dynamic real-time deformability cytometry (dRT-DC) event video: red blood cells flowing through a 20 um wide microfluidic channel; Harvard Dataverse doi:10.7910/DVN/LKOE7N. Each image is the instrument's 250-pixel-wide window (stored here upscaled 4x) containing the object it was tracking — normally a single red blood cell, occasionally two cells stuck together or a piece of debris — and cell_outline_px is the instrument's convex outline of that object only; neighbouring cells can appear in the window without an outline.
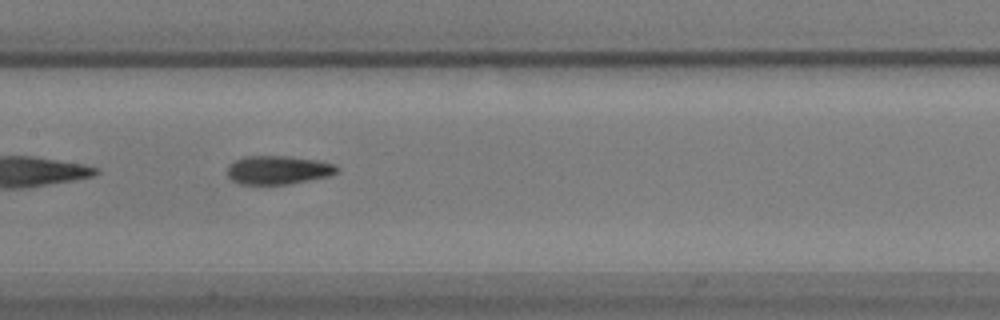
{"species": "common noctule bat (a hibernating species)", "species_latin": "Nyctalus noctula", "temperature_condition": "warm", "stored_images_in_passage": 22, "camera_frame_rate_fps": 3000, "um_per_image_px": 0.085, "animal": {"sex": "male", "body_mass_g": 17.9}, "frame": {"image": 1, "passage_image": 13, "time_ms": 4.0, "image_size_px": [1000, 320], "cell_outline_px": [[340, 172], [328, 176], [288, 184], [240, 184], [232, 180], [228, 176], [228, 164], [244, 156], [288, 156], [320, 160], [336, 164], [340, 168]], "centroid_in_image_um": [23.68, 14.44], "position_along_channel_um": 183.7, "area_um2": 18.44}}